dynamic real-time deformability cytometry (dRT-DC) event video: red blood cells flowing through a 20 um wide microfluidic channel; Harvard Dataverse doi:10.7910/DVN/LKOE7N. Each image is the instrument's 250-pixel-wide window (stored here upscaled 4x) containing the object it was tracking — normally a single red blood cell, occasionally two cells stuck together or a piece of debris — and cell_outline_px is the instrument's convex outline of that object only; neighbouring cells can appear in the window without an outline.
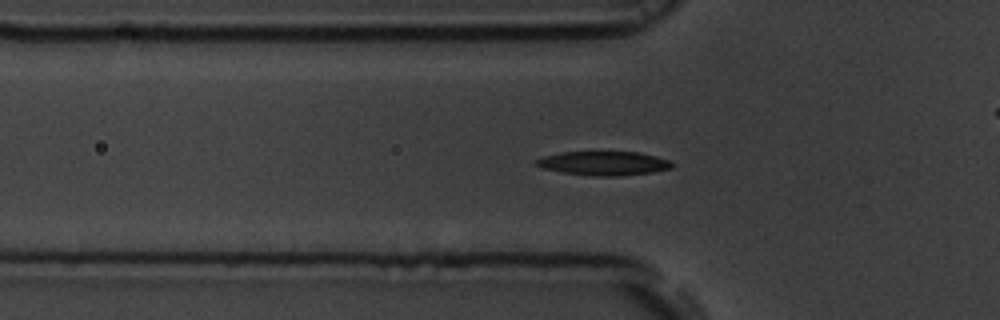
{"species": "common noctule bat (a hibernating species)", "species_latin": "Nyctalus noctula", "temperature_condition": "room temperature", "stored_images_in_passage": 49, "camera_frame_rate_fps": 3000, "um_per_image_px": 0.085, "animal": {"sex": "male", "body_mass_g": 19.5, "forearm_length_mm": 54.6}, "frame": {"image": 1, "passage_image": 11, "time_ms": 3.333, "image_size_px": [1000, 320], "cell_outline_px": [[676, 164], [672, 168], [652, 172], [620, 176], [592, 176], [560, 172], [540, 168], [532, 164], [536, 160], [544, 156], [560, 152], [640, 152], [656, 156], [668, 160]], "centroid_in_image_um": [51.29, 13.88], "position_along_channel_um": 74.5, "area_um2": 19.25}}
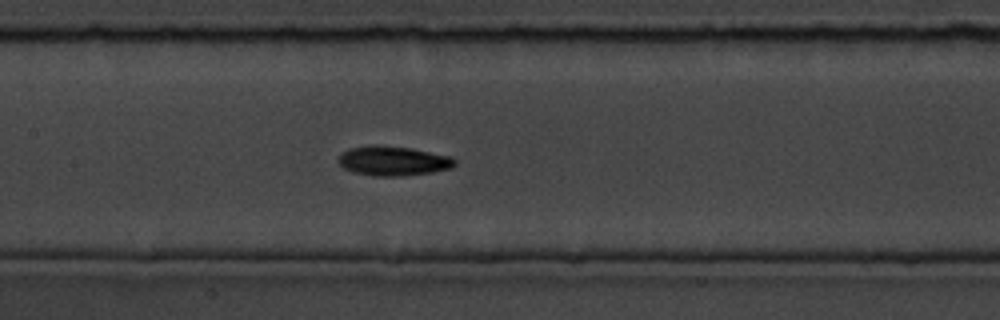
{"frame": {"image": 2, "passage_image": 19, "time_ms": 6.0, "image_size_px": [1000, 320], "cell_outline_px": [[456, 164], [452, 168], [432, 172], [400, 176], [376, 176], [352, 172], [344, 168], [336, 160], [340, 152], [348, 148], [372, 144], [376, 144], [412, 148], [452, 156], [456, 160]], "centroid_in_image_um": [33.39, 13.66], "position_along_channel_um": 174.0, "area_um2": 20.46}}
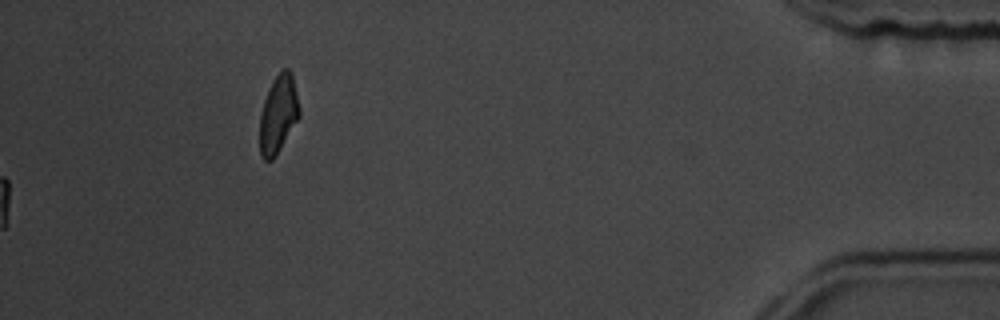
{"frame": {"image": 3, "passage_image": 49, "time_ms": 16.0, "image_size_px": [1000, 320], "cell_outline_px": [[300, 116], [276, 156], [272, 160], [264, 160], [260, 156], [260, 116], [264, 100], [268, 88], [272, 80], [284, 68], [288, 68], [292, 72], [300, 108]], "centroid_in_image_um": [23.66, 9.7], "position_along_channel_um": 411.5, "area_um2": 18.09}, "authors_computed_cell_mechanics": {"area_um2": 18.6694, "velocity_mm_per_s": 3.7153, "shape_relaxation_time_tau1_ms": 3.7506, "shape_relaxation_time_tau2_ms": 6.9994, "deformation_change_tau1": 0.1665, "deformation_change_tau2": 0.1177}}